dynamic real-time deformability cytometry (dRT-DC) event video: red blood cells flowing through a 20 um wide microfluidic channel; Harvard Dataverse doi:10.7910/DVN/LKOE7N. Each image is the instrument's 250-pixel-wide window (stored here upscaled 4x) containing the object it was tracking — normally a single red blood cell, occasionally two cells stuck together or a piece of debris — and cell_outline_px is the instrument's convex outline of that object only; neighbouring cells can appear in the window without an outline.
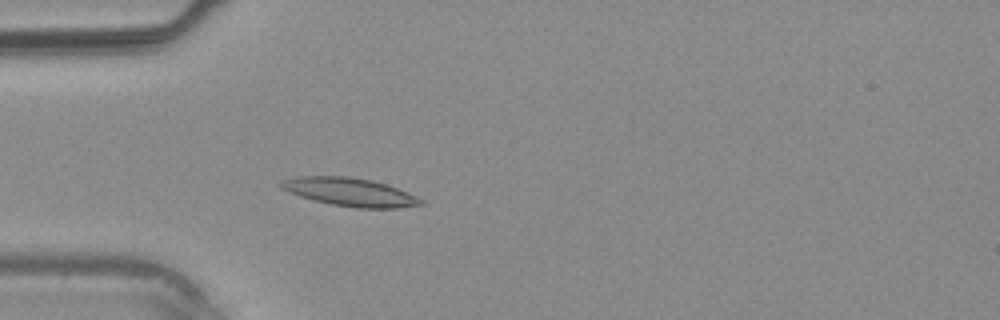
{"species": "common noctule bat (a hibernating species)", "species_latin": "Nyctalus noctula", "temperature_condition": "warm", "stored_images_in_passage": 37, "camera_frame_rate_fps": 3000, "um_per_image_px": 0.085, "animal": {"sex": "male", "body_mass_g": 20.4}, "frame": {"image": 1, "passage_image": 11, "time_ms": 3.333, "image_size_px": [1000, 320], "cell_outline_px": [[424, 204], [396, 208], [356, 208], [332, 204], [312, 200], [300, 196], [280, 188], [280, 180], [296, 176], [348, 176], [372, 180], [396, 188], [420, 200]], "centroid_in_image_um": [29.63, 16.31], "position_along_channel_um": 55.4, "area_um2": 22.66}}
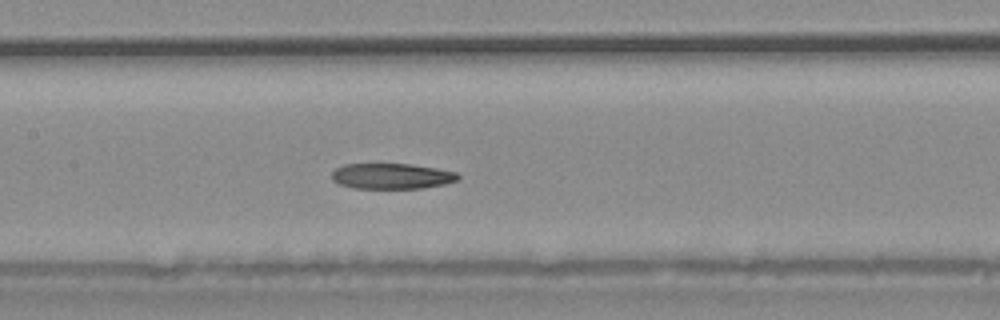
{"frame": {"image": 2, "passage_image": 18, "time_ms": 5.667, "image_size_px": [1000, 320], "cell_outline_px": [[460, 176], [456, 180], [444, 184], [424, 188], [352, 188], [340, 184], [332, 180], [332, 172], [336, 168], [344, 164], [412, 164], [436, 168], [456, 172]], "centroid_in_image_um": [33.28, 14.97], "position_along_channel_um": 174.1, "area_um2": 18.79}}
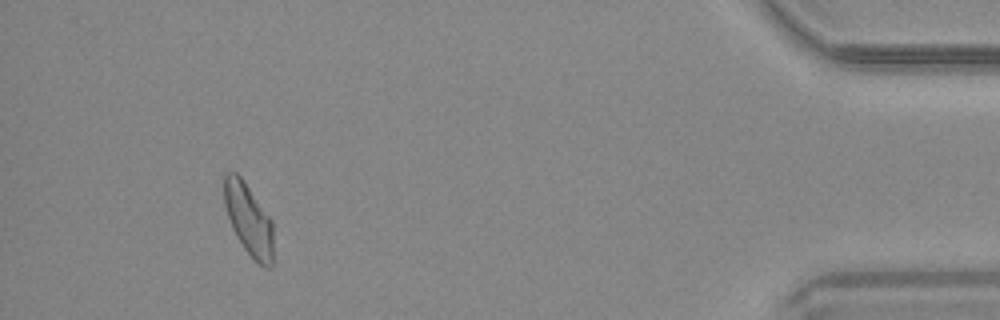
{"frame": {"image": 3, "passage_image": 35, "time_ms": 11.333, "image_size_px": [1000, 320], "cell_outline_px": [[272, 264], [268, 268], [264, 268], [244, 248], [236, 236], [232, 228], [224, 204], [224, 172], [236, 172], [240, 176], [272, 220]], "centroid_in_image_um": [21.12, 18.63], "position_along_channel_um": 414.1, "area_um2": 20.17}}